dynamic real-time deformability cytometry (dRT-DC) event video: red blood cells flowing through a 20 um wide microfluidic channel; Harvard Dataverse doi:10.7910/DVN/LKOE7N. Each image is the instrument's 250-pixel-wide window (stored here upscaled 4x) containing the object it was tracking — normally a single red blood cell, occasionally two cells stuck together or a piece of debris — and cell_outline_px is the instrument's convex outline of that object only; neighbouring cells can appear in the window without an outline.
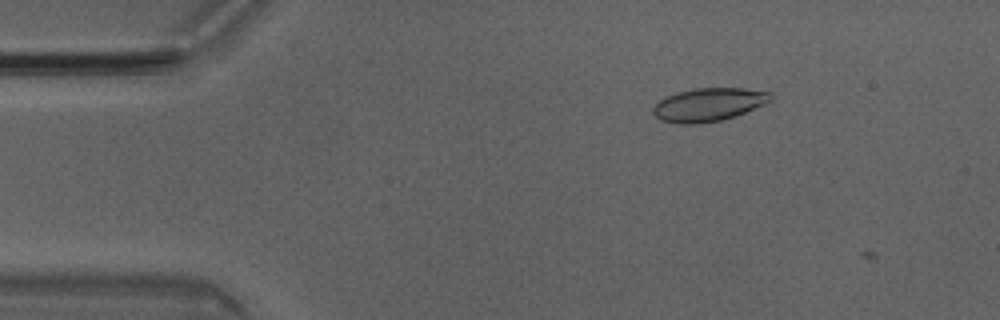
{"species": "Egyptian fruit bat (a non-hibernating species)", "species_latin": "Rousettus aegyptiacus", "temperature_condition": "room temperature", "stored_images_in_passage": 5, "camera_frame_rate_fps": 3000, "um_per_image_px": 0.085, "animal": {"sex": "male"}, "frame": {"image": 1, "passage_image": 4, "time_ms": 1.0, "image_size_px": [1000, 320], "cell_outline_px": [[772, 100], [764, 104], [736, 116], [720, 120], [696, 124], [676, 124], [660, 120], [652, 112], [652, 108], [664, 96], [676, 92], [696, 88], [744, 88], [772, 92]], "centroid_in_image_um": [60.21, 8.89], "position_along_channel_um": 24.8, "area_um2": 22.95}}